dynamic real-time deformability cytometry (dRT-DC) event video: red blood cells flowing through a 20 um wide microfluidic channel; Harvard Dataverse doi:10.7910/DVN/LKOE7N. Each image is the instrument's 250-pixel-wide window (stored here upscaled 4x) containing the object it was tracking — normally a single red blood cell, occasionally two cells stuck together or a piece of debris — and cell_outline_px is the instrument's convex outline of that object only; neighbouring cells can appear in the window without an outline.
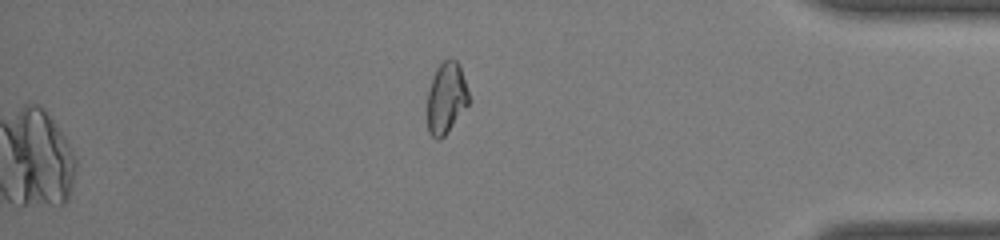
{"species": "common noctule bat (a hibernating species)", "species_latin": "Nyctalus noctula", "temperature_condition": "room temperature", "stored_images_in_passage": 48, "segment_of_instrument_passage": [2, 2], "camera_frame_rate_fps": 3000, "um_per_image_px": 0.085, "animal": {"sex": "male", "body_mass_g": 19.0, "forearm_length_mm": 50.8}, "frame": {"image": 1, "passage_image": 48, "time_ms": 15.667, "image_size_px": [1000, 240], "cell_outline_px": [[472, 100], [444, 136], [440, 140], [436, 140], [428, 132], [428, 92], [432, 76], [436, 68], [448, 56], [452, 56], [460, 64]], "centroid_in_image_um": [37.96, 8.28], "position_along_channel_um": 397.2, "area_um2": 17.69}}